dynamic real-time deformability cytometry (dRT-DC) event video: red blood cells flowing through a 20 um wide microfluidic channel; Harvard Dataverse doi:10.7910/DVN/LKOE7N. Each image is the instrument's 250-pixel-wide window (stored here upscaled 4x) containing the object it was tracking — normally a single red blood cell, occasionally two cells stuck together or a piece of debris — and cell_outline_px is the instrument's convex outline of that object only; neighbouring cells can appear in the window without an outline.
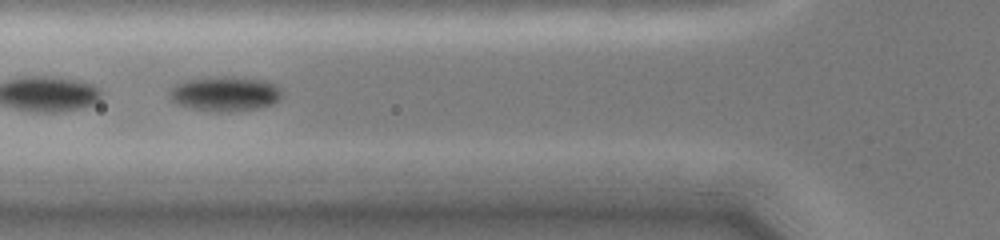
{"species": "common noctule bat (a hibernating species)", "species_latin": "Nyctalus noctula", "temperature_condition": "cold", "stored_images_in_passage": 33, "camera_frame_rate_fps": 3000, "um_per_image_px": 0.085, "animal": {"sex": "female", "body_mass_g": 19.0, "forearm_length_mm": 51.5}, "frame": {"image": 1, "passage_image": 13, "time_ms": 5.333, "image_size_px": [1000, 240], "cell_outline_px": [[280, 100], [272, 104], [256, 108], [228, 112], [212, 112], [192, 108], [176, 104], [168, 96], [168, 92], [176, 84], [188, 80], [224, 76], [264, 80], [276, 84], [280, 88]], "centroid_in_image_um": [19.12, 7.98], "position_along_channel_um": 106.7, "area_um2": 22.66}}
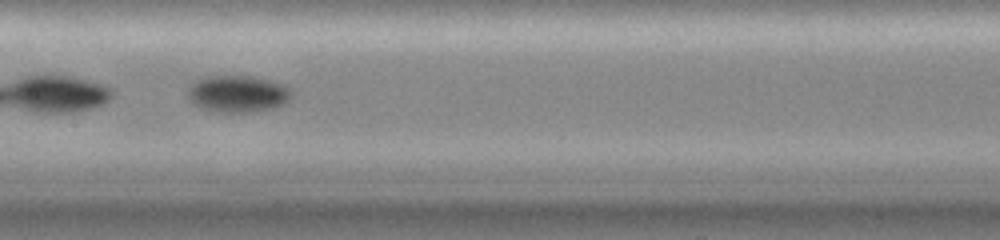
{"frame": {"image": 2, "passage_image": 18, "time_ms": 7.333, "image_size_px": [1000, 240], "cell_outline_px": [[292, 96], [284, 104], [272, 108], [248, 112], [216, 112], [200, 108], [192, 104], [188, 100], [188, 88], [196, 80], [208, 76], [252, 76], [284, 84], [292, 92]], "centroid_in_image_um": [20.18, 7.98], "position_along_channel_um": 187.2, "area_um2": 22.37}}
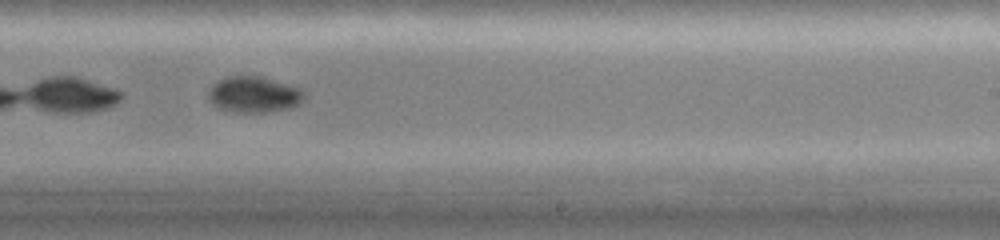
{"frame": {"image": 3, "passage_image": 23, "time_ms": 9.333, "image_size_px": [1000, 240], "cell_outline_px": [[304, 100], [300, 104], [292, 108], [268, 112], [232, 112], [220, 108], [212, 104], [208, 100], [208, 92], [212, 84], [228, 76], [260, 76], [300, 88], [304, 92]], "centroid_in_image_um": [21.58, 8.05], "position_along_channel_um": 267.4, "area_um2": 20.23}}